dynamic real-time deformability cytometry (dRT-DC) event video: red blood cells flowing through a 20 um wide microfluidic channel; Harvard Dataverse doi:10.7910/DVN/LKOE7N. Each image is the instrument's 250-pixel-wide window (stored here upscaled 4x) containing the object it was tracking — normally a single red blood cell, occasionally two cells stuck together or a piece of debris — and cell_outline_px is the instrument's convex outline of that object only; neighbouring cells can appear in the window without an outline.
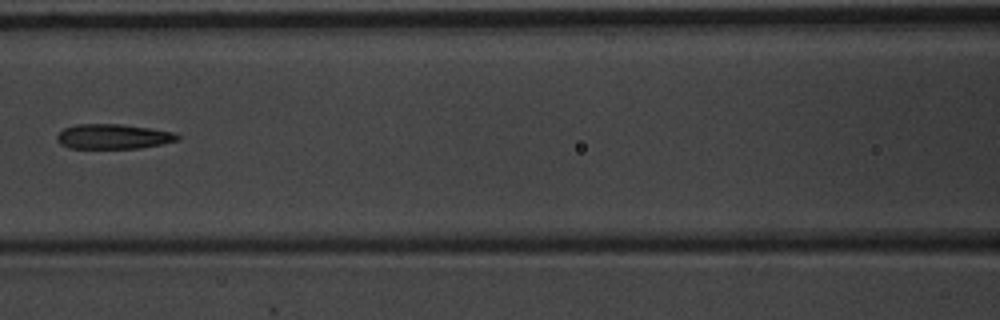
{"species": "common noctule bat (a hibernating species)", "species_latin": "Nyctalus noctula", "temperature_condition": "warm", "stored_images_in_passage": 8, "camera_frame_rate_fps": 3000, "um_per_image_px": 0.085, "animal": {"sex": "male", "body_mass_g": 20.1, "forearm_length_mm": 53.5}, "frame": {"image": 1, "passage_image": 7, "time_ms": 2.0, "image_size_px": [1000, 320], "cell_outline_px": [[180, 140], [140, 148], [68, 148], [60, 144], [56, 140], [56, 136], [64, 128], [76, 124], [120, 124], [152, 128], [176, 132], [180, 136]], "centroid_in_image_um": [9.64, 11.6], "position_along_channel_um": 157.0, "area_um2": 17.63}}
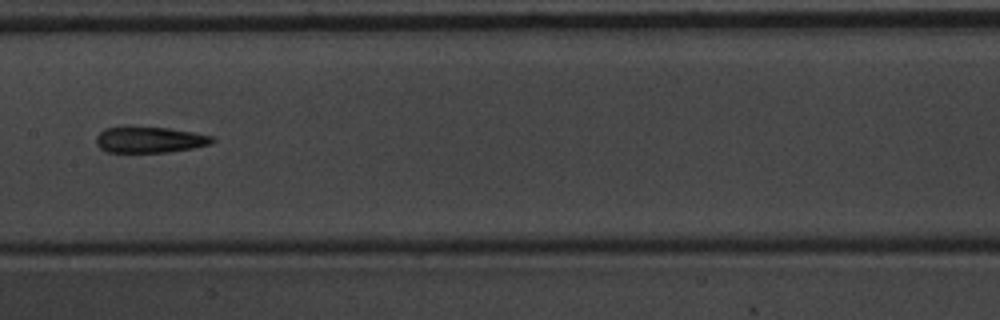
{"frame": {"image": 2, "passage_image": 8, "time_ms": 2.333, "image_size_px": [1000, 320], "cell_outline_px": [[216, 140], [208, 144], [192, 148], [164, 152], [108, 152], [100, 148], [96, 144], [96, 136], [104, 128], [168, 128], [192, 132], [212, 136]], "centroid_in_image_um": [12.7, 11.89], "position_along_channel_um": 194.7, "area_um2": 17.11}}